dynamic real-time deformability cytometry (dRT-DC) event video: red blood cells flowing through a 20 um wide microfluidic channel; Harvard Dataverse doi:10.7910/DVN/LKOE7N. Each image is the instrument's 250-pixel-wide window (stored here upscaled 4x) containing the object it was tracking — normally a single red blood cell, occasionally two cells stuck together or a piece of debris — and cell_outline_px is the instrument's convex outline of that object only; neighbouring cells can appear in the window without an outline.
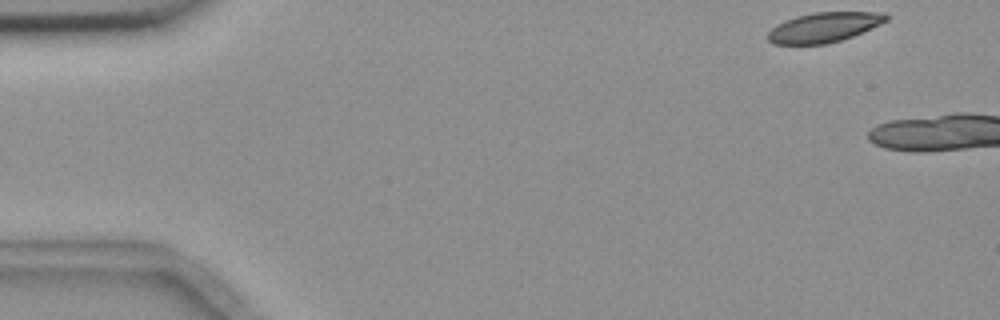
{"species": "common noctule bat (a hibernating species)", "species_latin": "Nyctalus noctula", "temperature_condition": "room temperature", "stored_images_in_passage": 3, "camera_frame_rate_fps": 3000, "um_per_image_px": 0.085, "animal": {"sex": "female", "body_mass_g": 18.4}, "frame": {"image": 1, "passage_image": 1, "time_ms": 0.0, "image_size_px": [1000, 320], "cell_outline_px": [[892, 16], [888, 20], [880, 24], [852, 36], [828, 44], [772, 44], [768, 40], [768, 32], [776, 24], [796, 16], [812, 12], [884, 12]], "centroid_in_image_um": [70.05, 2.31], "position_along_channel_um": 14.9, "area_um2": 20.63}}